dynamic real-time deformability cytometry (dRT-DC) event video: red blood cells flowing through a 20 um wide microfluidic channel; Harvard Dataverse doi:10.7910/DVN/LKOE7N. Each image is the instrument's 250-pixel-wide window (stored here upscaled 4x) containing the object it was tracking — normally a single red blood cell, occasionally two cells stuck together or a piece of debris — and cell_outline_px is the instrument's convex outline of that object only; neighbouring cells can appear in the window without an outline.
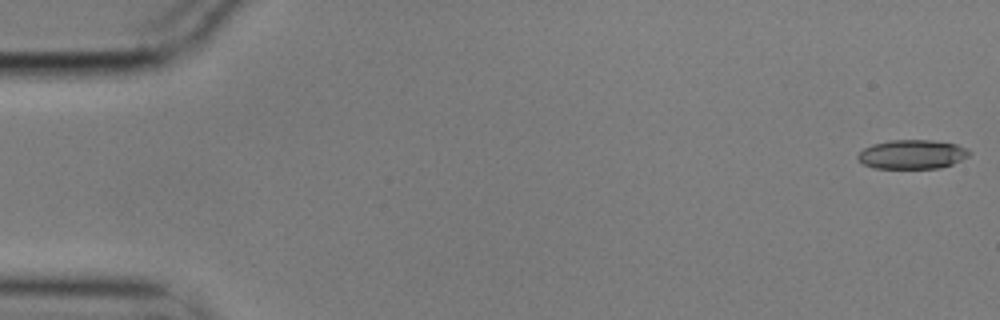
{"species": "common noctule bat (a hibernating species)", "species_latin": "Nyctalus noctula", "temperature_condition": "cold", "stored_images_in_passage": 19, "camera_frame_rate_fps": 3000, "um_per_image_px": 0.085, "animal": {"sex": "male", "body_mass_g": 17.9}, "frame": {"image": 1, "passage_image": 1, "time_ms": 0.0, "image_size_px": [1000, 320], "cell_outline_px": [[972, 152], [968, 156], [952, 164], [940, 168], [876, 168], [864, 164], [856, 156], [864, 148], [872, 144], [888, 140], [932, 140], [956, 144]], "centroid_in_image_um": [77.53, 13.11], "position_along_channel_um": 7.5, "area_um2": 18.79}}
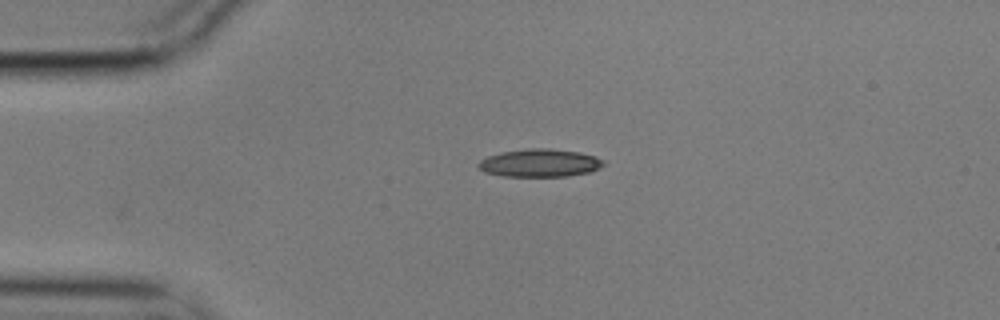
{"frame": {"image": 2, "passage_image": 13, "time_ms": 4.0, "image_size_px": [1000, 320], "cell_outline_px": [[604, 164], [600, 168], [588, 172], [568, 176], [504, 176], [484, 172], [476, 164], [480, 160], [488, 156], [500, 152], [528, 148], [552, 148], [580, 152], [596, 156], [604, 160]], "centroid_in_image_um": [45.89, 13.84], "position_along_channel_um": 39.1, "area_um2": 20.46}}
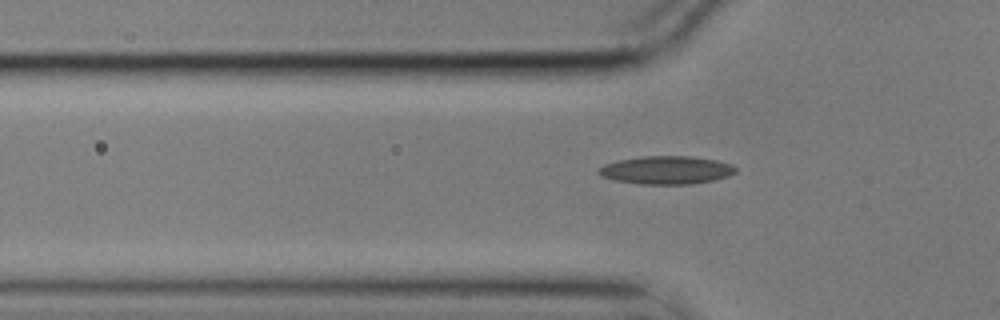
{"frame": {"image": 3, "passage_image": 18, "time_ms": 5.667, "image_size_px": [1000, 320], "cell_outline_px": [[736, 172], [728, 176], [712, 180], [692, 184], [640, 184], [616, 180], [600, 176], [596, 172], [604, 164], [620, 160], [644, 156], [692, 156], [716, 160], [732, 164], [736, 168]], "centroid_in_image_um": [56.65, 14.45], "position_along_channel_um": 69.2, "area_um2": 22.37}}